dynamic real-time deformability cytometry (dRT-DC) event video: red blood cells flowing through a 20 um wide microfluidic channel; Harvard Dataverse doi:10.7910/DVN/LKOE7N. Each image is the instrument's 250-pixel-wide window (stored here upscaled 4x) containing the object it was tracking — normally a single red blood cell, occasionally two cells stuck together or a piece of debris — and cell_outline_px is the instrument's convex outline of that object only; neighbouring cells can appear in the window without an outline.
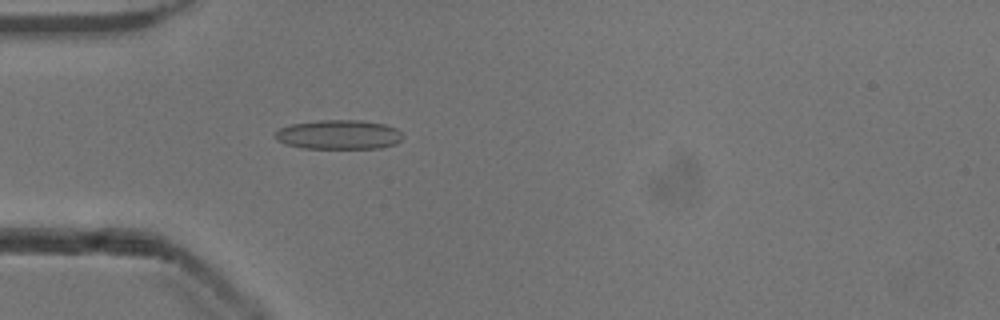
{"species": "common noctule bat (a hibernating species)", "species_latin": "Nyctalus noctula", "temperature_condition": "cold", "stored_images_in_passage": 53, "camera_frame_rate_fps": 3000, "um_per_image_px": 0.085, "animal": {"sex": "male", "body_mass_g": 13.3}, "frame": {"image": 1, "passage_image": 16, "time_ms": 5.0, "image_size_px": [1000, 320], "cell_outline_px": [[404, 136], [396, 144], [380, 148], [304, 148], [284, 144], [276, 140], [276, 132], [280, 128], [292, 124], [316, 120], [364, 120], [384, 124], [396, 128]], "centroid_in_image_um": [28.81, 11.44], "position_along_channel_um": 56.2, "area_um2": 21.91}}
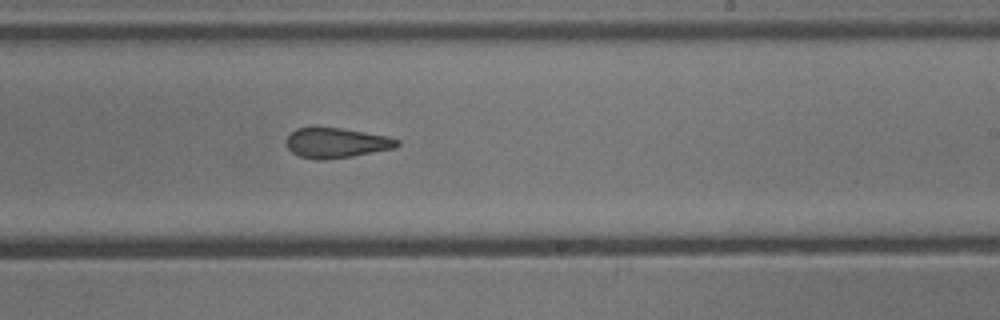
{"frame": {"image": 2, "passage_image": 32, "time_ms": 10.333, "image_size_px": [1000, 320], "cell_outline_px": [[400, 144], [396, 148], [352, 156], [324, 160], [316, 160], [300, 156], [292, 152], [288, 148], [288, 136], [296, 128], [312, 124], [340, 128], [388, 136], [400, 140]], "centroid_in_image_um": [28.58, 12.11], "position_along_channel_um": 260.4, "area_um2": 19.83}}
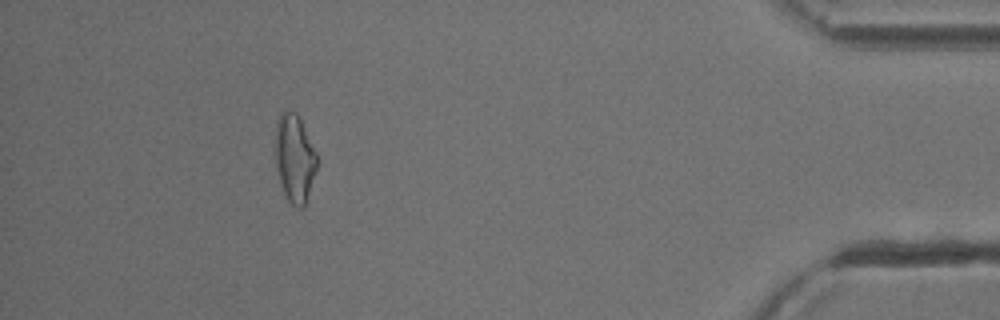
{"frame": {"image": 3, "passage_image": 48, "time_ms": 15.667, "image_size_px": [1000, 320], "cell_outline_px": [[316, 168], [304, 208], [296, 208], [284, 196], [276, 168], [276, 120], [280, 112], [288, 108], [296, 112], [316, 152]], "centroid_in_image_um": [25.01, 13.44], "position_along_channel_um": 410.2, "area_um2": 21.21}, "authors_computed_cell_mechanics": {"area_um2": 20.808, "velocity_mm_per_s": 3.9217, "shape_relaxation_time_tau1_ms": 5.3198, "shape_relaxation_time_tau2_ms": 2.6409, "deformation_change_tau1": 0.1483, "deformation_change_tau2": 0.1326}}